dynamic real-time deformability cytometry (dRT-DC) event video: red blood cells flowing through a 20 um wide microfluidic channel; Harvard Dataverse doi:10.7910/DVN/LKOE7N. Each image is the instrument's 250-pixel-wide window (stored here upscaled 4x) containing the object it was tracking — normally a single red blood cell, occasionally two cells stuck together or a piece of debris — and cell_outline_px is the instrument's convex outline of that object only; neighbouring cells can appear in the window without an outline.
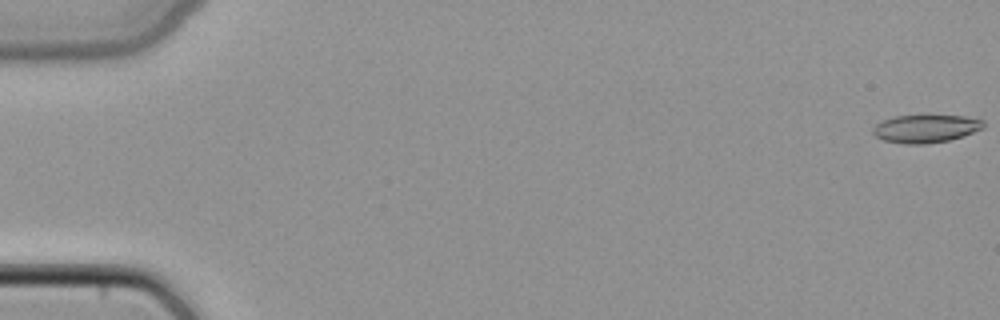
{"species": "common noctule bat (a hibernating species)", "species_latin": "Nyctalus noctula", "temperature_condition": "cold", "stored_images_in_passage": 48, "camera_frame_rate_fps": 3000, "um_per_image_px": 0.085, "animal": {"sex": "female", "body_mass_g": 22.7, "forearm_length_mm": 54.2}, "frame": {"image": 1, "passage_image": 1, "time_ms": 0.0, "image_size_px": [1000, 320], "cell_outline_px": [[984, 128], [964, 136], [948, 140], [928, 144], [904, 144], [884, 140], [876, 136], [872, 132], [872, 128], [876, 124], [884, 120], [896, 116], [928, 112], [964, 116], [984, 120]], "centroid_in_image_um": [78.72, 10.88], "position_along_channel_um": 6.3, "area_um2": 18.9}}
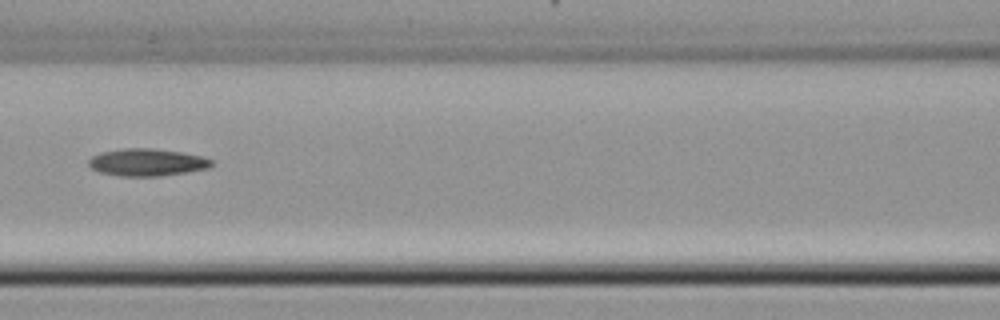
{"frame": {"image": 2, "passage_image": 23, "time_ms": 7.333, "image_size_px": [1000, 320], "cell_outline_px": [[212, 164], [208, 168], [188, 172], [160, 176], [120, 176], [100, 172], [92, 168], [88, 164], [88, 160], [92, 156], [100, 152], [124, 148], [152, 148], [180, 152], [200, 156], [212, 160]], "centroid_in_image_um": [12.47, 13.8], "position_along_channel_um": 154.1, "area_um2": 19.48}}
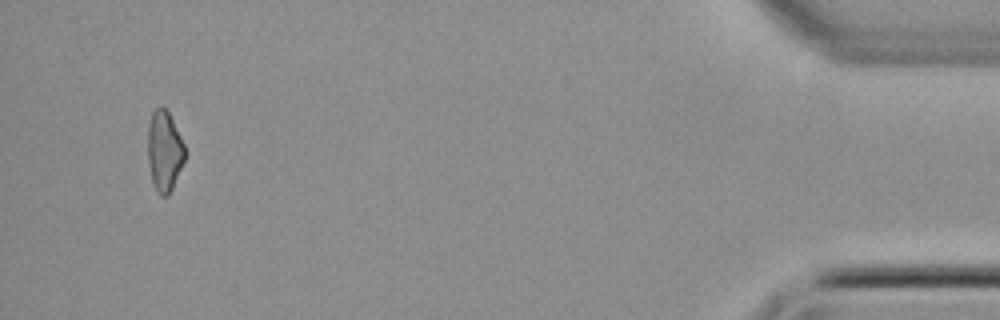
{"frame": {"image": 3, "passage_image": 47, "time_ms": 15.333, "image_size_px": [1000, 320], "cell_outline_px": [[188, 152], [172, 188], [168, 196], [160, 196], [156, 192], [152, 184], [148, 164], [148, 124], [152, 112], [160, 104], [168, 108]], "centroid_in_image_um": [13.98, 12.8], "position_along_channel_um": 421.2, "area_um2": 18.03}}